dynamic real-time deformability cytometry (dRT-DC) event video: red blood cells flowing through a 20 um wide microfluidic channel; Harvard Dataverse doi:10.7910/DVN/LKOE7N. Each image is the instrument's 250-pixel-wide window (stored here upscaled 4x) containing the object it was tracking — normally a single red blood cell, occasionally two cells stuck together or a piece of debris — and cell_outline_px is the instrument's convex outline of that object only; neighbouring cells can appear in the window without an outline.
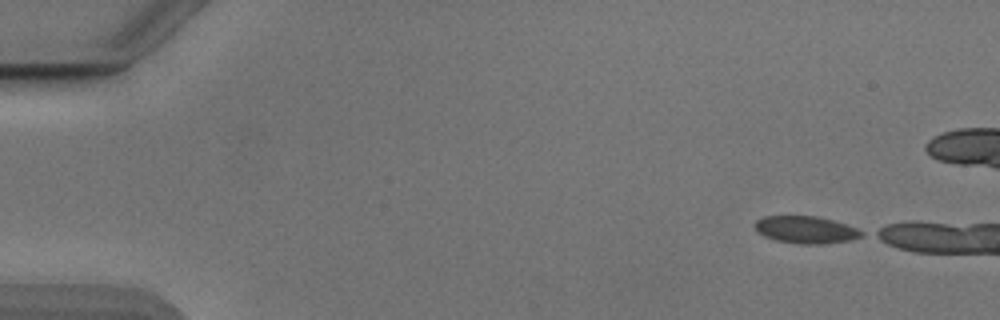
{"species": "Egyptian fruit bat (a non-hibernating species)", "species_latin": "Rousettus aegyptiacus", "temperature_condition": "cold", "stored_images_in_passage": 13, "camera_frame_rate_fps": 3000, "um_per_image_px": 0.085, "animal": {"sex": "male"}, "frame": {"image": 1, "passage_image": 1, "time_ms": 0.0, "image_size_px": [1000, 320], "cell_outline_px": [[864, 236], [848, 240], [824, 244], [800, 244], [776, 240], [764, 236], [756, 232], [752, 224], [756, 220], [764, 216], [816, 216], [832, 220], [856, 228], [864, 232]], "centroid_in_image_um": [68.44, 19.53], "position_along_channel_um": 16.6, "area_um2": 16.99}}